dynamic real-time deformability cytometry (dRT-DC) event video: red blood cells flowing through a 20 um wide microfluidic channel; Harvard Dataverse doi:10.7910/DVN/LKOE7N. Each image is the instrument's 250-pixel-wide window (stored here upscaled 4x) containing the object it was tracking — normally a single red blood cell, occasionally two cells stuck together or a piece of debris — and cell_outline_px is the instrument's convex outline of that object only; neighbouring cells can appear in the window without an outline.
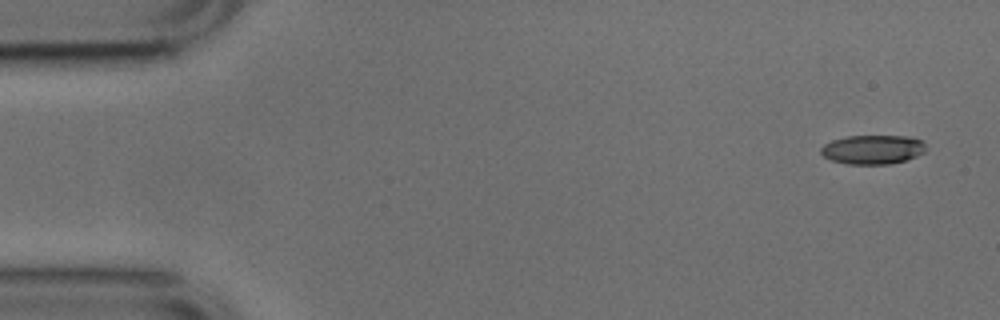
{"species": "common noctule bat (a hibernating species)", "species_latin": "Nyctalus noctula", "temperature_condition": "cold", "stored_images_in_passage": 51, "camera_frame_rate_fps": 3000, "um_per_image_px": 0.085, "animal": {"sex": "male", "body_mass_g": 17.9, "forearm_length_mm": 54.2}, "frame": {"image": 1, "passage_image": 1, "time_ms": 0.0, "image_size_px": [1000, 320], "cell_outline_px": [[924, 152], [908, 160], [892, 164], [848, 164], [832, 160], [824, 156], [820, 152], [820, 148], [824, 144], [832, 140], [848, 136], [908, 136], [920, 140], [924, 144]], "centroid_in_image_um": [74.17, 12.71], "position_along_channel_um": 10.8, "area_um2": 17.8}}
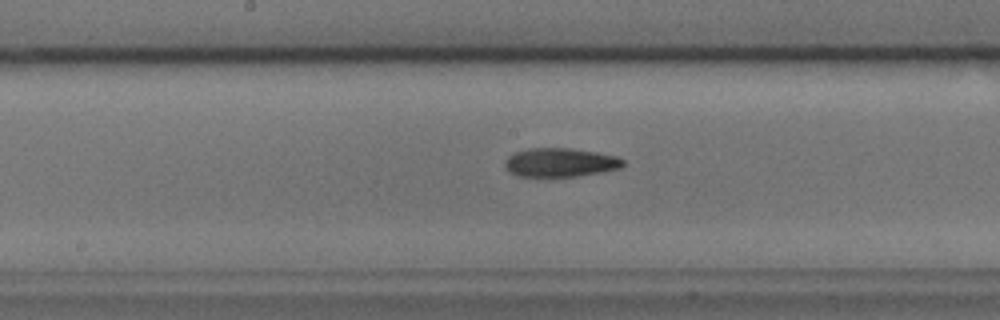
{"frame": {"image": 2, "passage_image": 25, "time_ms": 8.0, "image_size_px": [1000, 320], "cell_outline_px": [[624, 164], [620, 168], [600, 172], [576, 176], [516, 176], [508, 172], [504, 168], [504, 164], [508, 156], [516, 152], [528, 148], [572, 148], [596, 152], [616, 156], [624, 160]], "centroid_in_image_um": [47.58, 13.8], "position_along_channel_um": 200.6, "area_um2": 19.83}}
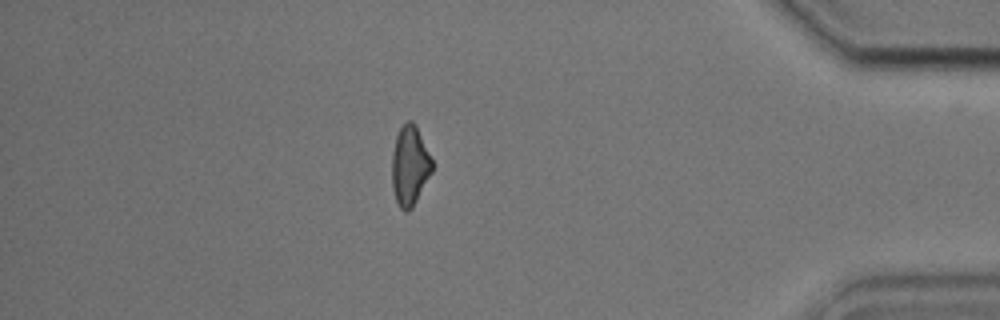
{"frame": {"image": 3, "passage_image": 44, "time_ms": 14.333, "image_size_px": [1000, 320], "cell_outline_px": [[432, 172], [412, 208], [408, 212], [404, 212], [400, 208], [396, 200], [392, 188], [392, 152], [396, 136], [400, 128], [408, 120], [412, 120], [416, 124], [432, 160]], "centroid_in_image_um": [34.82, 14.09], "position_along_channel_um": 400.4, "area_um2": 18.67}, "authors_computed_cell_mechanics": {"area_um2": 19.2474, "velocity_mm_per_s": 3.7899, "shape_relaxation_time_tau1_ms": 4.0902, "shape_relaxation_time_tau2_ms": 6.1543, "deformation_change_tau1": 0.1397, "deformation_change_tau2": 0.1793}}